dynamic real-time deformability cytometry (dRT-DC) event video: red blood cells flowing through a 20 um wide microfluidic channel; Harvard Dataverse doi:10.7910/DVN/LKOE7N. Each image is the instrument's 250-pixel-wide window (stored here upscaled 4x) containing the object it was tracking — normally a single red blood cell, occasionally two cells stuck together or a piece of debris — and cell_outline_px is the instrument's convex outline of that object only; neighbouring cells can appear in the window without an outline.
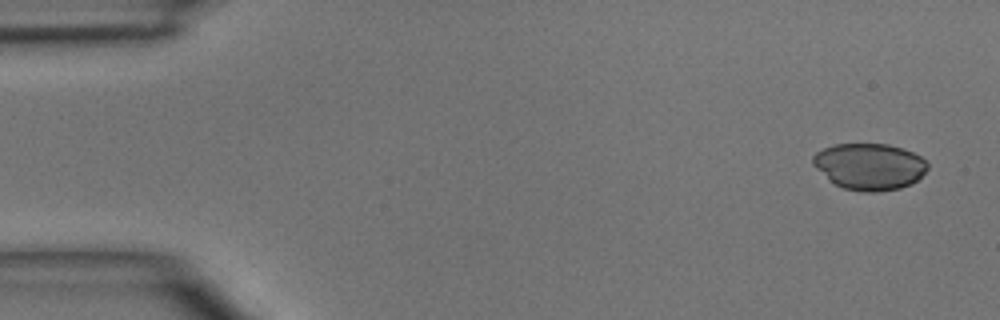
{"species": "common noctule bat (a hibernating species)", "species_latin": "Nyctalus noctula", "temperature_condition": "room temperature", "stored_images_in_passage": 4, "camera_frame_rate_fps": 3000, "um_per_image_px": 0.085, "animal": {"sex": "male", "body_mass_g": 15.6}, "frame": {"image": 1, "passage_image": 1, "time_ms": 0.0, "image_size_px": [1000, 320], "cell_outline_px": [[928, 168], [912, 184], [900, 188], [880, 192], [864, 192], [844, 188], [828, 180], [812, 164], [812, 156], [816, 152], [824, 148], [836, 144], [888, 144], [904, 148], [920, 156], [928, 164]], "centroid_in_image_um": [73.89, 14.15], "position_along_channel_um": 11.1, "area_um2": 31.15}}